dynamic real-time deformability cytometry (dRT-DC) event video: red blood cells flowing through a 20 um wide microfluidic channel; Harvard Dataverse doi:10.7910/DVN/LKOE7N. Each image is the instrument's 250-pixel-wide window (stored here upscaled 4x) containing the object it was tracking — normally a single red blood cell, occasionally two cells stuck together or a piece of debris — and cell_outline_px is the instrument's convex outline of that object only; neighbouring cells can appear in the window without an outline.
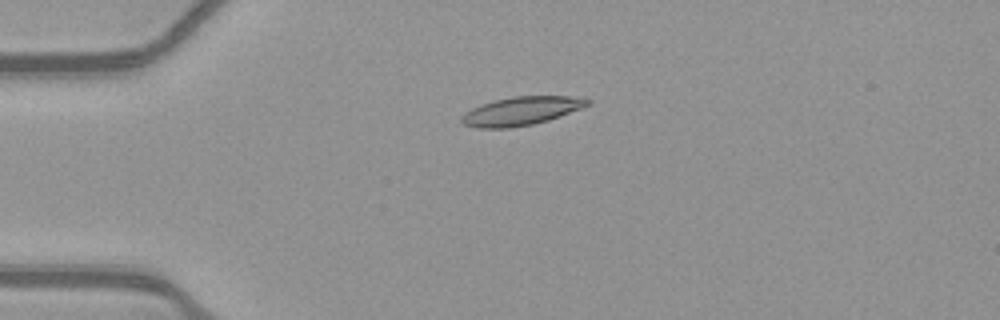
{"species": "common noctule bat (a hibernating species)", "species_latin": "Nyctalus noctula", "temperature_condition": "warm", "stored_images_in_passage": 54, "camera_frame_rate_fps": 3000, "um_per_image_px": 0.085, "animal": {"sex": "female", "body_mass_g": 21.9}, "frame": {"image": 1, "passage_image": 14, "time_ms": 4.333, "image_size_px": [1000, 320], "cell_outline_px": [[592, 104], [548, 120], [532, 124], [508, 128], [480, 128], [464, 124], [460, 120], [460, 116], [464, 112], [480, 104], [512, 96], [568, 96], [592, 100]], "centroid_in_image_um": [44.28, 9.43], "position_along_channel_um": 40.7, "area_um2": 20.81}}
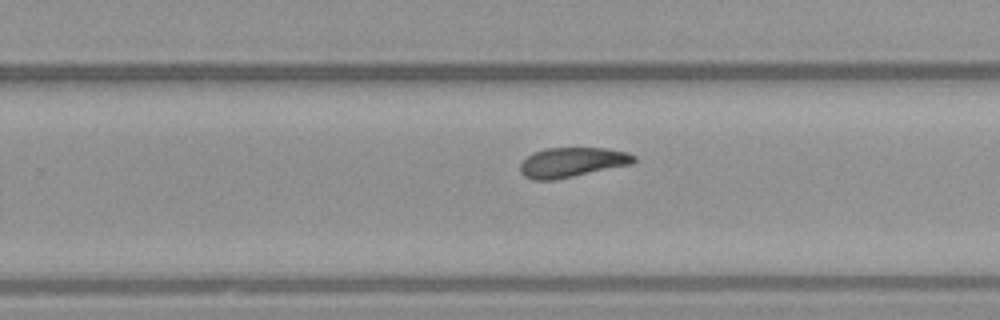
{"frame": {"image": 2, "passage_image": 35, "time_ms": 11.333, "image_size_px": [1000, 320], "cell_outline_px": [[636, 160], [632, 164], [556, 180], [532, 180], [524, 176], [520, 172], [520, 164], [532, 152], [544, 148], [608, 148], [628, 152], [636, 156]], "centroid_in_image_um": [48.63, 13.79], "position_along_channel_um": 281.2, "area_um2": 19.94}}
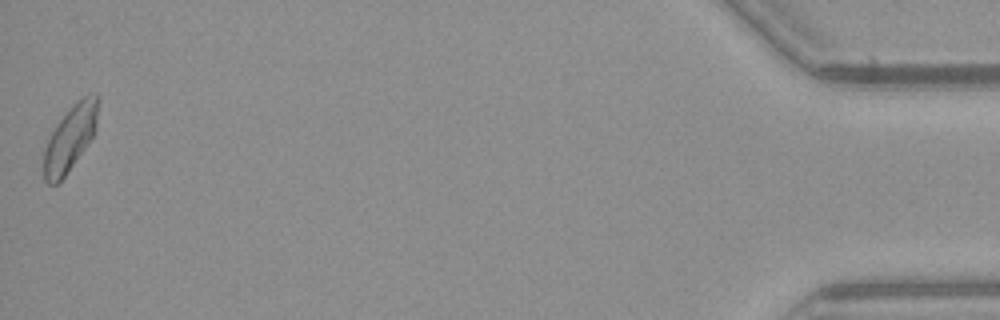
{"frame": {"image": 3, "passage_image": 54, "time_ms": 17.667, "image_size_px": [1000, 320], "cell_outline_px": [[100, 96], [96, 128], [92, 136], [84, 148], [64, 176], [56, 184], [48, 184], [44, 180], [44, 148], [52, 132], [60, 120], [72, 104], [76, 100], [88, 92], [96, 92]], "centroid_in_image_um": [6.0, 11.64], "position_along_channel_um": 429.2, "area_um2": 20.58}, "authors_computed_cell_mechanics": {"area_um2": 20.0566, "velocity_mm_per_s": 3.8724, "shape_relaxation_time_tau1_ms": 5.7581, "shape_relaxation_time_tau2_ms": 5.5723, "deformation_change_tau1": 0.1644, "deformation_change_tau2": 0.1346}}